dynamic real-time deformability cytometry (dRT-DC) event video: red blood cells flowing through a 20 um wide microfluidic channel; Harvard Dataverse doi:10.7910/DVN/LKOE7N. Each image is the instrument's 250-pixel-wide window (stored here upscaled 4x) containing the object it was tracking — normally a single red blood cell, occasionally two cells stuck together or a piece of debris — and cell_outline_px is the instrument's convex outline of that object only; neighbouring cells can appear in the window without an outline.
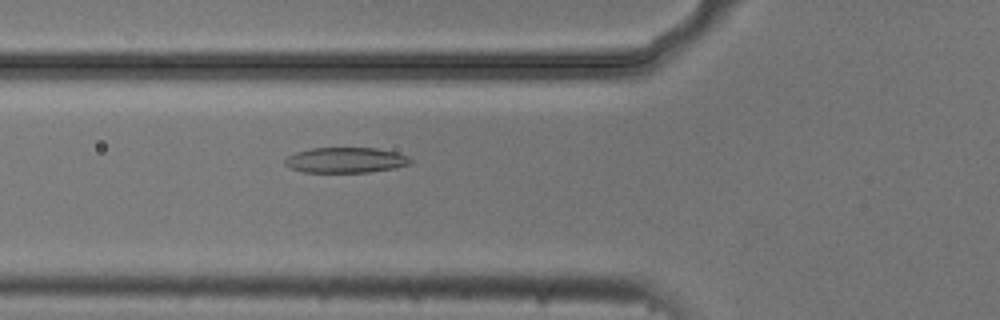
{"species": "common noctule bat (a hibernating species)", "species_latin": "Nyctalus noctula", "temperature_condition": "cold", "stored_images_in_passage": 5, "camera_frame_rate_fps": 3000, "um_per_image_px": 0.085, "animal": {"sex": "male", "body_mass_g": 20.5, "forearm_length_mm": 52.5}, "frame": {"image": 1, "passage_image": 5, "time_ms": 1.333, "image_size_px": [1000, 320], "cell_outline_px": [[412, 164], [392, 168], [368, 172], [304, 172], [292, 168], [284, 164], [284, 160], [288, 156], [296, 152], [312, 148], [376, 148], [396, 152], [408, 156], [412, 160]], "centroid_in_image_um": [29.39, 13.6], "position_along_channel_um": 96.4, "area_um2": 18.5}}